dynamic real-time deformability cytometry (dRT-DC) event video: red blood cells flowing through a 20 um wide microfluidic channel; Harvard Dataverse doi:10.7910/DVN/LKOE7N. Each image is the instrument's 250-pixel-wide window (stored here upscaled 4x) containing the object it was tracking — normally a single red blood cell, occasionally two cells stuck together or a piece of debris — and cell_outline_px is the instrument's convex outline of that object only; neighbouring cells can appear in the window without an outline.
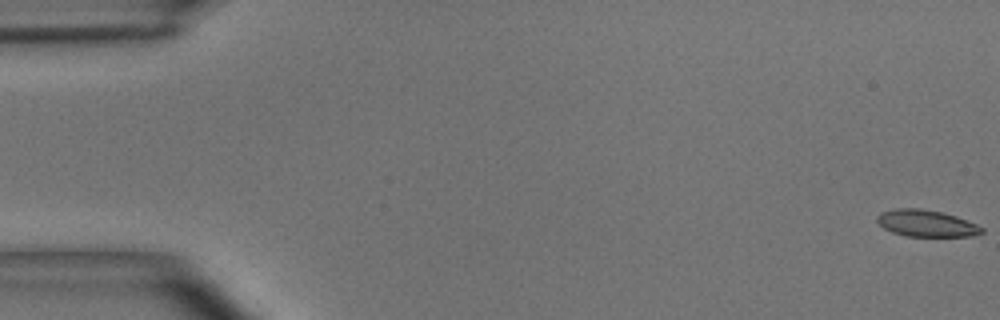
{"species": "common noctule bat (a hibernating species)", "species_latin": "Nyctalus noctula", "temperature_condition": "room temperature", "stored_images_in_passage": 7, "camera_frame_rate_fps": 3000, "um_per_image_px": 0.085, "animal": {"sex": "male", "body_mass_g": 15.6}, "frame": {"image": 1, "passage_image": 1, "time_ms": 0.0, "image_size_px": [1000, 320], "cell_outline_px": [[984, 232], [972, 236], [904, 236], [892, 232], [884, 228], [876, 220], [876, 216], [880, 212], [892, 208], [920, 208], [944, 212], [956, 216], [976, 224], [984, 228]], "centroid_in_image_um": [78.71, 18.97], "position_along_channel_um": 6.3, "area_um2": 16.47}}